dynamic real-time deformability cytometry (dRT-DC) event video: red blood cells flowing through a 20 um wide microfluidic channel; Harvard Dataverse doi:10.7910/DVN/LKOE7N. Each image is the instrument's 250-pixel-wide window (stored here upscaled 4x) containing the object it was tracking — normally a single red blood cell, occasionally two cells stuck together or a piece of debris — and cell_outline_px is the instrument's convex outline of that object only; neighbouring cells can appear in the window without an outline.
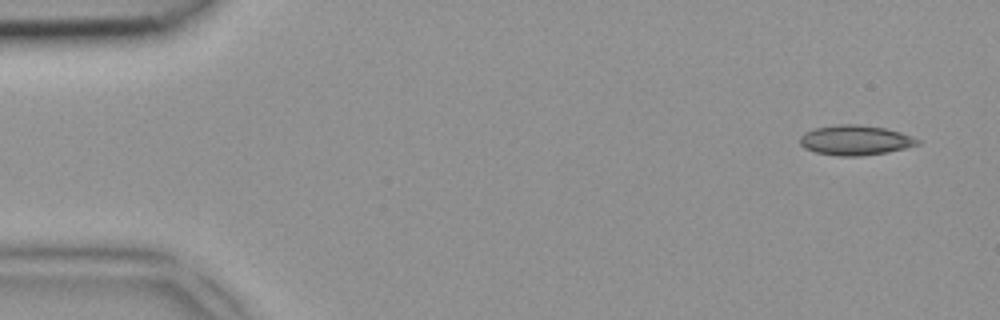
{"species": "common noctule bat (a hibernating species)", "species_latin": "Nyctalus noctula", "temperature_condition": "room temperature", "stored_images_in_passage": 4, "camera_frame_rate_fps": 3000, "um_per_image_px": 0.085, "animal": {"sex": "female", "body_mass_g": 18.4}, "frame": {"image": 1, "passage_image": 1, "time_ms": 0.0, "image_size_px": [1000, 320], "cell_outline_px": [[920, 144], [888, 152], [860, 156], [840, 156], [816, 152], [804, 148], [800, 144], [800, 136], [804, 132], [816, 128], [836, 124], [856, 124], [884, 128], [900, 132], [912, 136], [920, 140]], "centroid_in_image_um": [72.69, 11.91], "position_along_channel_um": 12.3, "area_um2": 20.46}}
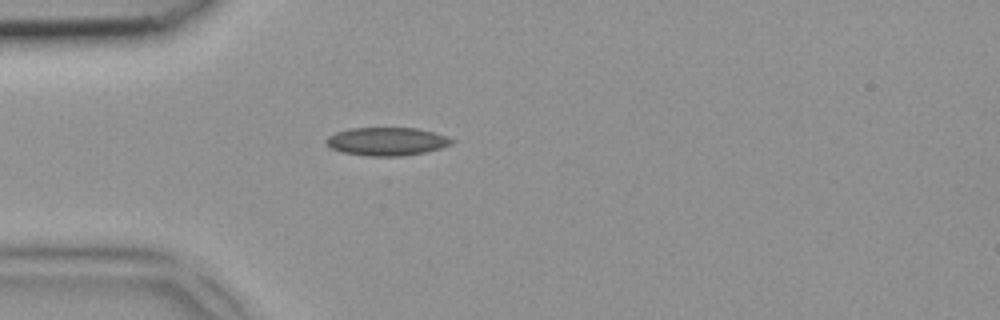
{"frame": {"image": 2, "passage_image": 4, "time_ms": 1.0, "image_size_px": [1000, 320], "cell_outline_px": [[456, 140], [452, 144], [440, 148], [424, 152], [400, 156], [368, 156], [340, 152], [324, 144], [324, 140], [328, 136], [336, 132], [348, 128], [416, 128], [448, 136]], "centroid_in_image_um": [32.84, 12.02], "position_along_channel_um": 52.2, "area_um2": 20.75}}